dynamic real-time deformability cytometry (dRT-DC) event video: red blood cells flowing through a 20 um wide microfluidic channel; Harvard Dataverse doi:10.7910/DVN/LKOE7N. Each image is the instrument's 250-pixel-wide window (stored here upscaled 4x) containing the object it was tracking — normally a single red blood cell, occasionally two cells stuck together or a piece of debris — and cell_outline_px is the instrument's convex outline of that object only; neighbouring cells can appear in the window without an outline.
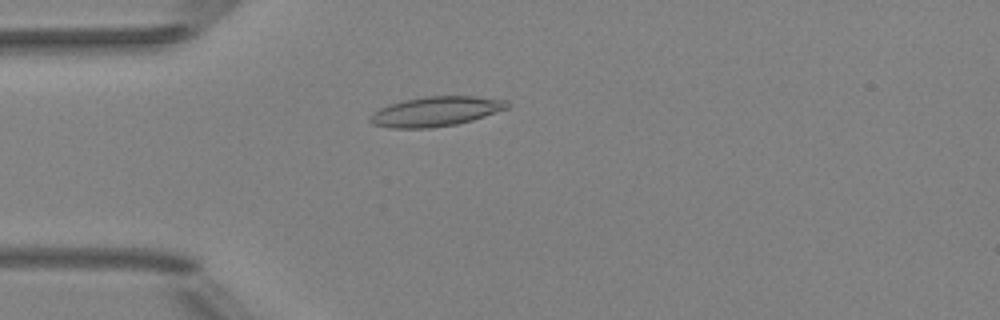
{"species": "Egyptian fruit bat (a non-hibernating species)", "species_latin": "Rousettus aegyptiacus", "temperature_condition": "room temperature", "stored_images_in_passage": 30, "camera_frame_rate_fps": 3000, "um_per_image_px": 0.085, "animal": {"sex": "female"}, "frame": {"image": 1, "passage_image": 1, "time_ms": 0.0, "image_size_px": [1000, 320], "cell_outline_px": [[512, 104], [508, 108], [472, 120], [456, 124], [428, 128], [392, 128], [372, 124], [368, 120], [380, 108], [404, 100], [428, 96], [472, 96], [508, 100]], "centroid_in_image_um": [37.09, 9.47], "position_along_channel_um": 47.9, "area_um2": 23.47}}
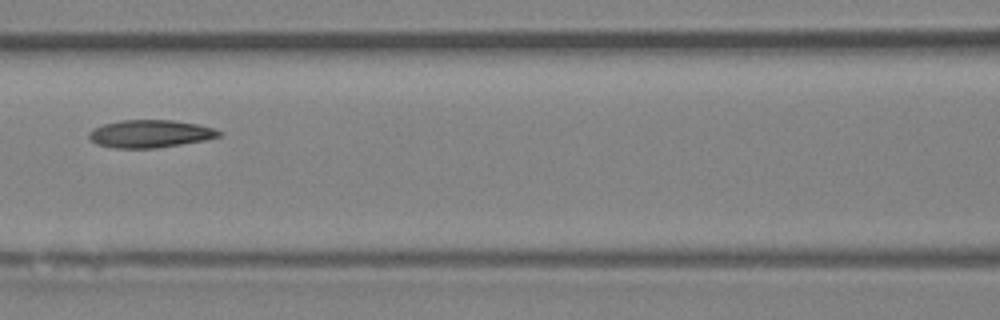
{"frame": {"image": 2, "passage_image": 10, "time_ms": 3.0, "image_size_px": [1000, 320], "cell_outline_px": [[224, 132], [220, 136], [204, 140], [156, 148], [116, 148], [96, 144], [88, 136], [88, 132], [92, 128], [104, 124], [120, 120], [172, 120], [196, 124], [212, 128]], "centroid_in_image_um": [12.73, 11.37], "position_along_channel_um": 153.9, "area_um2": 20.87}}
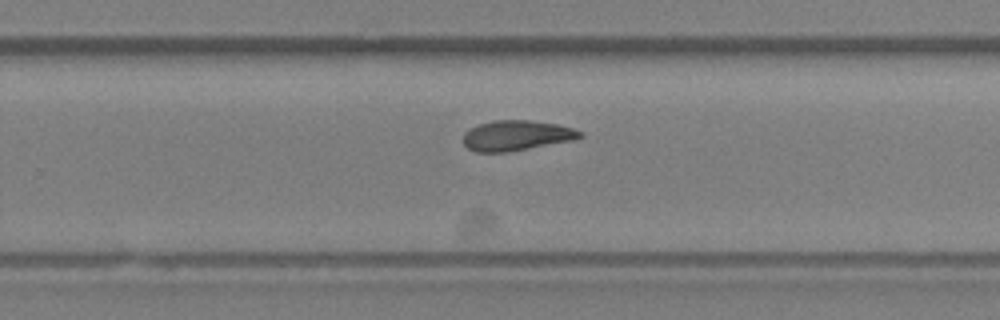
{"frame": {"image": 3, "passage_image": 20, "time_ms": 6.333, "image_size_px": [1000, 320], "cell_outline_px": [[584, 136], [572, 140], [508, 152], [476, 152], [468, 148], [464, 144], [464, 132], [468, 128], [492, 120], [532, 120], [556, 124], [572, 128], [584, 132]], "centroid_in_image_um": [43.89, 11.51], "position_along_channel_um": 285.9, "area_um2": 20.58}, "authors_computed_cell_mechanics": {"area_um2": 20.8658, "velocity_mm_per_s": 3.9807, "shape_relaxation_time_tau1_ms": 8.2614, "shape_relaxation_time_tau2_ms": 6.3698, "deformation_change_tau1": 0.2037, "deformation_change_tau2": 0.1332}}